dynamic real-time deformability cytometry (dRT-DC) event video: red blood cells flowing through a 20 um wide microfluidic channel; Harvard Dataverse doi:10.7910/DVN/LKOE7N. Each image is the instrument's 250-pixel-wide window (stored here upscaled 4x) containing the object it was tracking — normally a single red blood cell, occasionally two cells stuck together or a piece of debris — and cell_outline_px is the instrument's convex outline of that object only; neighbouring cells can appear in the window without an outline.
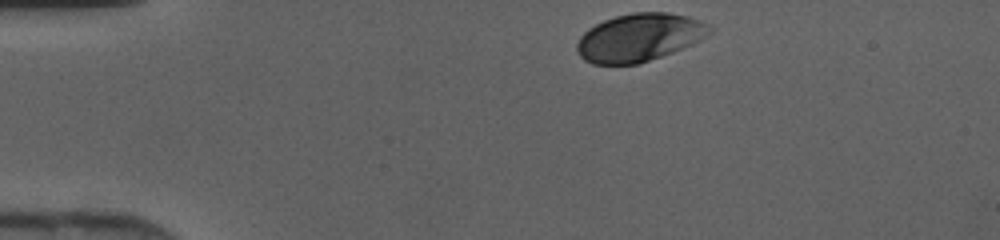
{"species": "human", "species_latin": "Homo sapiens", "temperature_condition": "cold", "stored_images_in_passage": 30, "camera_frame_rate_fps": 3000, "um_per_image_px": 0.085, "donor": {"sex": "female"}, "frame": {"image": 1, "passage_image": 1, "time_ms": 0.0, "image_size_px": [1000, 240], "cell_outline_px": [[712, 32], [700, 40], [692, 44], [672, 52], [636, 64], [592, 64], [584, 60], [580, 56], [576, 48], [576, 44], [580, 36], [588, 28], [604, 20], [616, 16], [632, 12], [668, 12], [688, 16], [700, 20], [708, 24], [712, 28]], "centroid_in_image_um": [54.33, 3.17], "position_along_channel_um": 30.7, "area_um2": 36.99}}
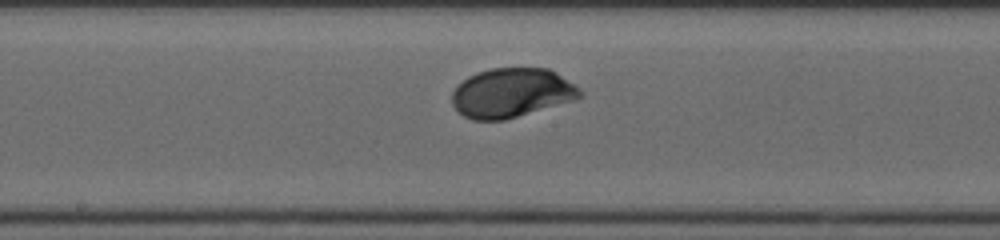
{"frame": {"image": 2, "passage_image": 17, "time_ms": 5.333, "image_size_px": [1000, 240], "cell_outline_px": [[584, 96], [572, 100], [504, 120], [472, 120], [464, 116], [452, 104], [452, 92], [456, 84], [468, 76], [476, 72], [492, 68], [548, 68], [556, 72], [580, 88], [584, 92]], "centroid_in_image_um": [43.47, 7.88], "position_along_channel_um": 204.7, "area_um2": 36.76}}
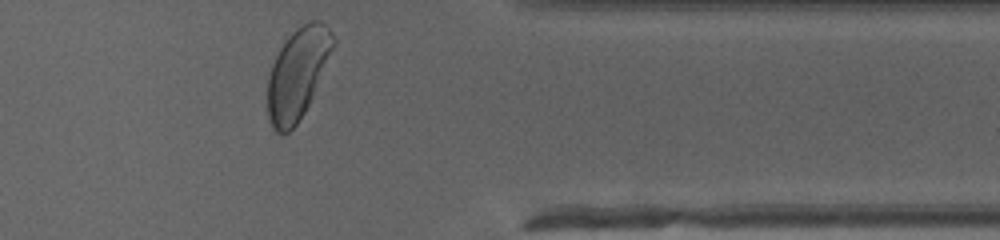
{"frame": {"image": 3, "passage_image": 30, "time_ms": 9.667, "image_size_px": [1000, 240], "cell_outline_px": [[336, 44], [308, 104], [304, 112], [296, 124], [288, 132], [276, 132], [272, 128], [268, 116], [268, 76], [272, 64], [280, 48], [288, 36], [296, 28], [308, 20], [320, 20], [332, 32], [336, 40]], "centroid_in_image_um": [25.3, 6.2], "position_along_channel_um": 386.1, "area_um2": 34.39}}